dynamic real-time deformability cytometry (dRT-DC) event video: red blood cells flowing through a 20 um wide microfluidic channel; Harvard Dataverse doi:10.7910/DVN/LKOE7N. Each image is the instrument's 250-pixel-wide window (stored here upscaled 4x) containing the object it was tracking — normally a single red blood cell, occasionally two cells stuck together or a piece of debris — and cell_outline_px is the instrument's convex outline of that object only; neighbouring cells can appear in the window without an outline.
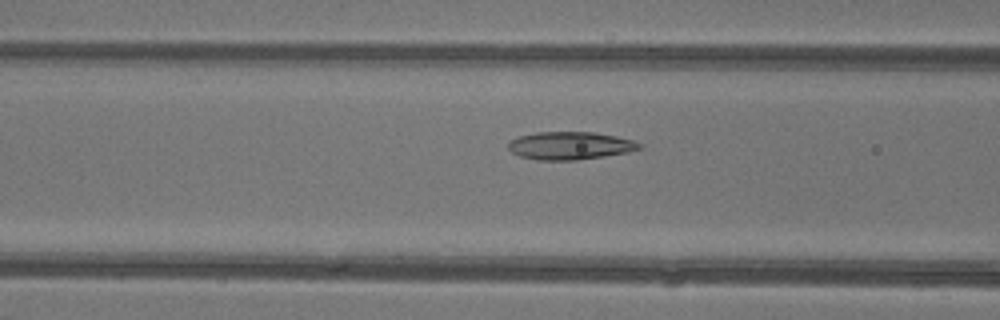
{"species": "common noctule bat (a hibernating species)", "species_latin": "Nyctalus noctula", "temperature_condition": "warm", "stored_images_in_passage": 25, "camera_frame_rate_fps": 3000, "um_per_image_px": 0.085, "animal": {"sex": "female"}, "frame": {"image": 1, "passage_image": 5, "time_ms": 1.333, "image_size_px": [1000, 320], "cell_outline_px": [[644, 148], [628, 152], [604, 156], [576, 160], [536, 160], [520, 156], [512, 152], [508, 148], [508, 144], [512, 140], [520, 136], [536, 132], [596, 132], [616, 136], [632, 140], [644, 144]], "centroid_in_image_um": [48.5, 12.38], "position_along_channel_um": 118.1, "area_um2": 21.33}}
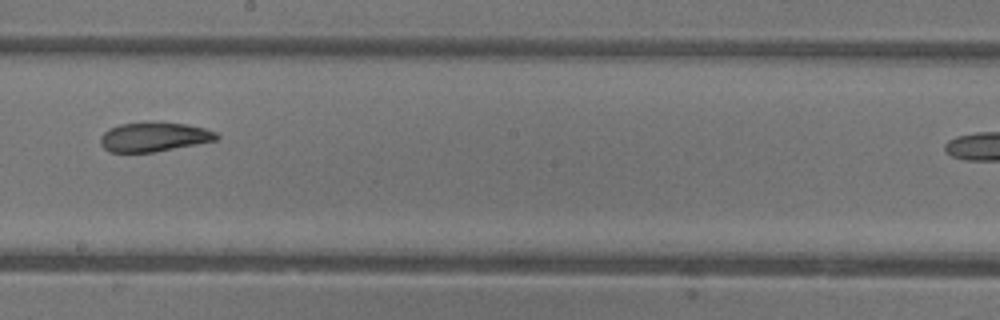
{"frame": {"image": 2, "passage_image": 13, "time_ms": 4.0, "image_size_px": [1000, 320], "cell_outline_px": [[220, 136], [216, 140], [196, 144], [152, 152], [108, 152], [100, 144], [100, 136], [108, 128], [120, 124], [144, 120], [152, 120], [184, 124], [204, 128], [216, 132]], "centroid_in_image_um": [13.04, 11.6], "position_along_channel_um": 235.2, "area_um2": 20.23}}
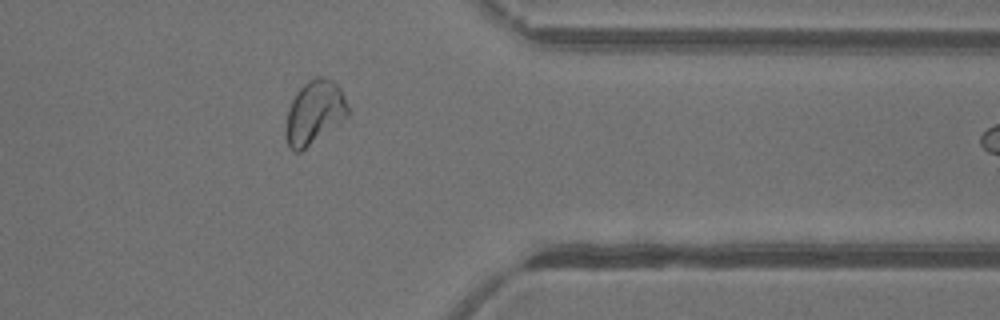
{"frame": {"image": 3, "passage_image": 24, "time_ms": 7.667, "image_size_px": [1000, 320], "cell_outline_px": [[348, 116], [300, 152], [296, 152], [288, 144], [284, 132], [284, 128], [288, 108], [292, 100], [300, 88], [308, 80], [316, 76], [324, 76], [332, 80], [340, 88], [348, 108]], "centroid_in_image_um": [26.7, 9.54], "position_along_channel_um": 384.7, "area_um2": 22.77}}